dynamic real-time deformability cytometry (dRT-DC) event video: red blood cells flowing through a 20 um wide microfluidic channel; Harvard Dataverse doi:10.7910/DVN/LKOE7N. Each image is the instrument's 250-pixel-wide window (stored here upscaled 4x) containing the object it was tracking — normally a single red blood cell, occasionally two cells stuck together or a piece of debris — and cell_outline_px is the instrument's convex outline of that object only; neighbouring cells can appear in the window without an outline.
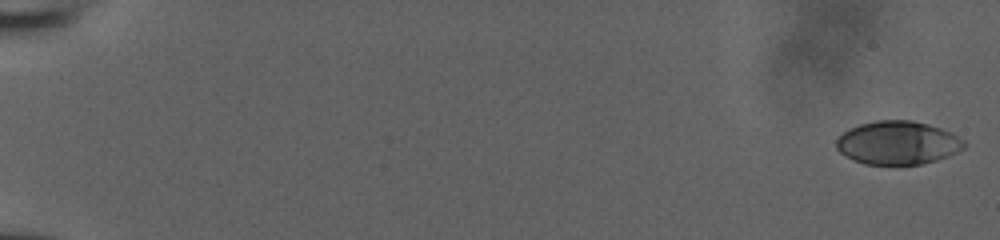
{"species": "human", "species_latin": "Homo sapiens", "temperature_condition": "room temperature", "stored_images_in_passage": 53, "camera_frame_rate_fps": 3000, "um_per_image_px": 0.085, "donor": {"sex": "male"}, "frame": {"image": 1, "passage_image": 1, "time_ms": 0.0, "image_size_px": [1000, 240], "cell_outline_px": [[964, 148], [948, 156], [936, 160], [920, 164], [864, 164], [852, 160], [840, 152], [836, 148], [836, 140], [844, 132], [860, 124], [876, 120], [912, 120], [928, 124], [952, 132], [964, 140]], "centroid_in_image_um": [76.31, 12.13], "position_along_channel_um": 8.7, "area_um2": 32.19}}
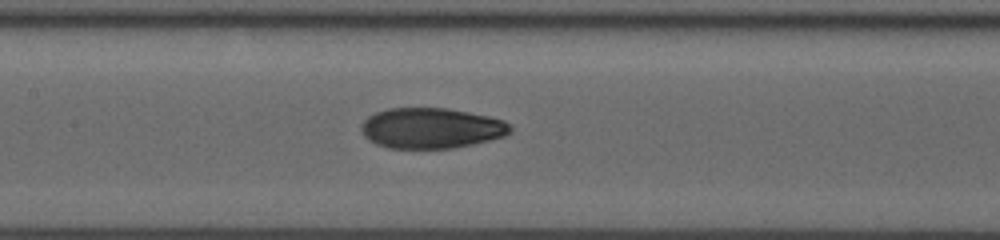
{"frame": {"image": 2, "passage_image": 28, "time_ms": 9.0, "image_size_px": [1000, 240], "cell_outline_px": [[512, 132], [504, 136], [472, 144], [452, 148], [388, 148], [376, 144], [368, 140], [364, 136], [360, 128], [360, 124], [368, 116], [376, 112], [388, 108], [448, 108], [488, 116], [504, 120], [512, 128]], "centroid_in_image_um": [36.62, 10.89], "position_along_channel_um": 170.8, "area_um2": 35.26}}
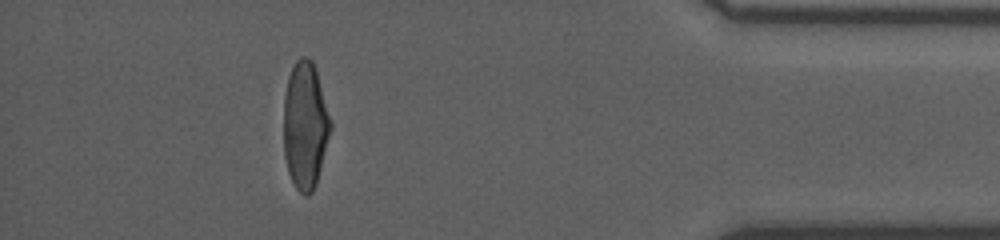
{"frame": {"image": 3, "passage_image": 48, "time_ms": 15.667, "image_size_px": [1000, 240], "cell_outline_px": [[332, 128], [316, 184], [312, 192], [308, 196], [304, 196], [296, 188], [288, 172], [284, 156], [284, 96], [288, 76], [296, 60], [300, 56], [308, 56], [312, 60], [316, 68], [332, 120]], "centroid_in_image_um": [25.95, 10.63], "position_along_channel_um": 409.2, "area_um2": 35.26}}